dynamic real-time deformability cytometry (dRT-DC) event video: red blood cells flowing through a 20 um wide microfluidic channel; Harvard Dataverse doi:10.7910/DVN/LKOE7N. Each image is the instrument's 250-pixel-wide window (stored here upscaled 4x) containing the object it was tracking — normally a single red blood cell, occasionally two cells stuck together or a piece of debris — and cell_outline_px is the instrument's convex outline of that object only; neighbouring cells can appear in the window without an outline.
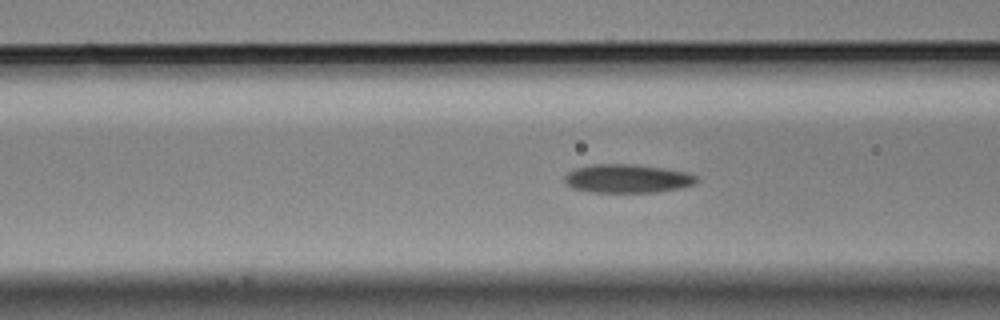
{"species": "Egyptian fruit bat (a non-hibernating species)", "species_latin": "Rousettus aegyptiacus", "temperature_condition": "cold", "stored_images_in_passage": 35, "camera_frame_rate_fps": 3000, "um_per_image_px": 0.085, "animal": {"sex": "male"}, "frame": {"image": 1, "passage_image": 11, "time_ms": 3.333, "image_size_px": [1000, 320], "cell_outline_px": [[700, 180], [692, 184], [680, 188], [660, 192], [588, 192], [572, 188], [564, 180], [564, 176], [568, 172], [576, 168], [592, 164], [636, 164], [664, 168], [688, 172], [696, 176]], "centroid_in_image_um": [53.33, 15.18], "position_along_channel_um": 113.3, "area_um2": 22.14}}
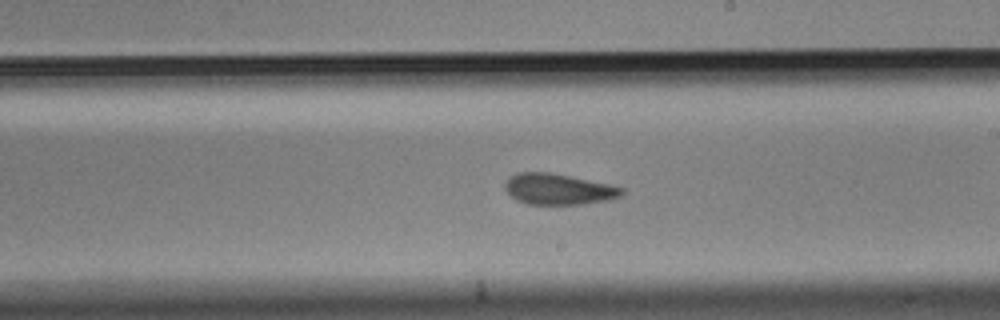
{"frame": {"image": 2, "passage_image": 22, "time_ms": 7.0, "image_size_px": [1000, 320], "cell_outline_px": [[624, 192], [620, 196], [608, 200], [584, 204], [528, 204], [516, 200], [504, 188], [504, 184], [508, 176], [516, 172], [548, 172], [608, 184], [624, 188]], "centroid_in_image_um": [47.42, 16.08], "position_along_channel_um": 241.6, "area_um2": 20.98}}
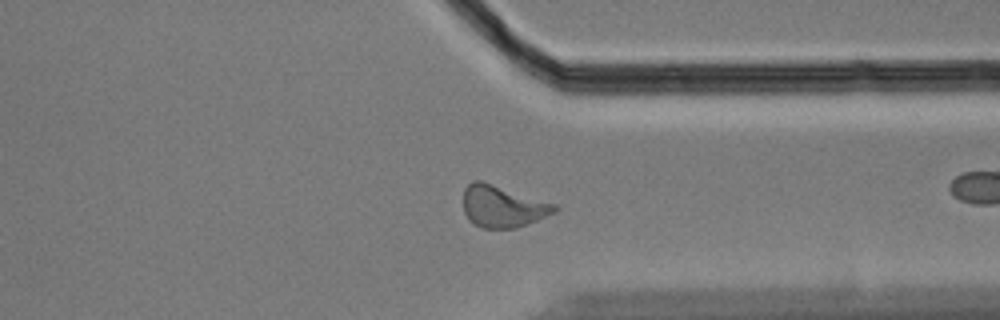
{"frame": {"image": 3, "passage_image": 33, "time_ms": 10.667, "image_size_px": [1000, 320], "cell_outline_px": [[560, 208], [556, 212], [516, 228], [480, 228], [472, 224], [468, 220], [464, 212], [464, 188], [472, 180], [480, 180], [556, 204]], "centroid_in_image_um": [42.7, 17.55], "position_along_channel_um": 368.7, "area_um2": 22.25}}